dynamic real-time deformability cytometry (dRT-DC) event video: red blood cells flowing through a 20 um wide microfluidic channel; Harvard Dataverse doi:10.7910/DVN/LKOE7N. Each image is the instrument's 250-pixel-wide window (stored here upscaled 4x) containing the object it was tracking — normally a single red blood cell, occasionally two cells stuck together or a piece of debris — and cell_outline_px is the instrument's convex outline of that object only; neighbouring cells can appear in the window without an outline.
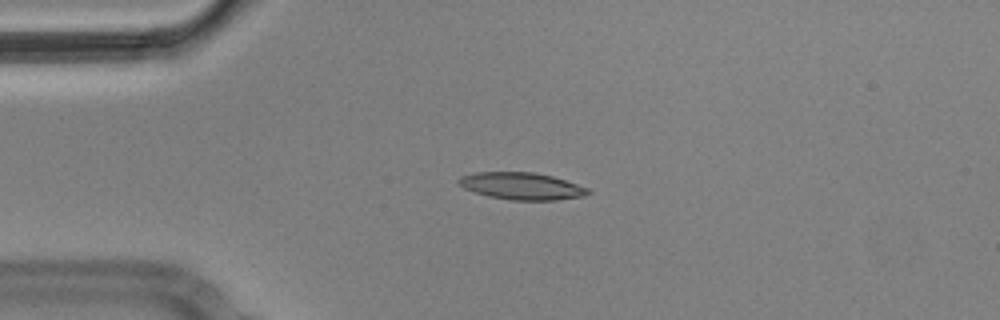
{"species": "Egyptian fruit bat (a non-hibernating species)", "species_latin": "Rousettus aegyptiacus", "temperature_condition": "cold", "stored_images_in_passage": 4, "camera_frame_rate_fps": 3000, "um_per_image_px": 0.085, "animal": {"sex": "male"}, "frame": {"image": 1, "passage_image": 2, "time_ms": 0.333, "image_size_px": [1000, 320], "cell_outline_px": [[592, 192], [584, 196], [556, 200], [512, 200], [488, 196], [464, 188], [456, 180], [460, 176], [476, 172], [532, 172], [552, 176], [588, 188]], "centroid_in_image_um": [44.34, 15.81], "position_along_channel_um": 40.7, "area_um2": 20.29}}